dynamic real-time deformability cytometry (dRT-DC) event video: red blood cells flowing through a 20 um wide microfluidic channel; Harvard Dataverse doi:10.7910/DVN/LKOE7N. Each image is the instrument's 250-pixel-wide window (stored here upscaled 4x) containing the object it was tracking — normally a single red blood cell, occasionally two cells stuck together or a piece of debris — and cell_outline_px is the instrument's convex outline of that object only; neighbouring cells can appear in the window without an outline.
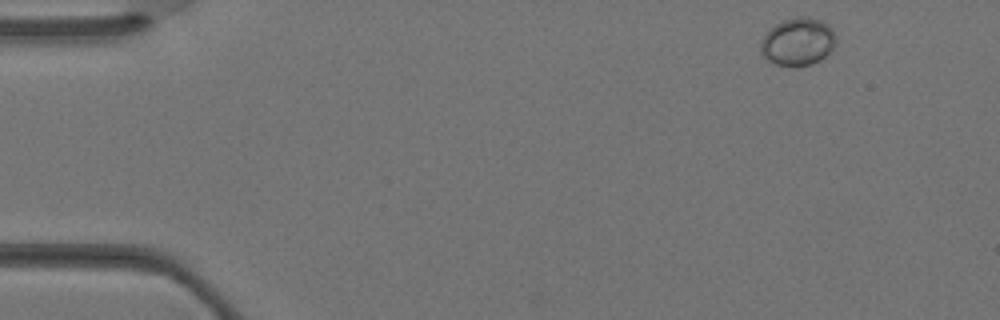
{"species": "Egyptian fruit bat (a non-hibernating species)", "species_latin": "Rousettus aegyptiacus", "temperature_condition": "warm", "stored_images_in_passage": 2, "camera_frame_rate_fps": 3000, "um_per_image_px": 0.085, "animal": {"sex": "female"}, "frame": {"image": 1, "passage_image": 1, "time_ms": 0.0, "image_size_px": [1000, 320], "cell_outline_px": [[836, 44], [820, 60], [812, 64], [776, 64], [768, 60], [760, 52], [760, 44], [764, 36], [776, 24], [784, 20], [800, 16], [808, 16], [820, 20], [828, 24], [832, 28], [836, 36]], "centroid_in_image_um": [67.84, 3.51], "position_along_channel_um": 17.2, "area_um2": 20.52}}